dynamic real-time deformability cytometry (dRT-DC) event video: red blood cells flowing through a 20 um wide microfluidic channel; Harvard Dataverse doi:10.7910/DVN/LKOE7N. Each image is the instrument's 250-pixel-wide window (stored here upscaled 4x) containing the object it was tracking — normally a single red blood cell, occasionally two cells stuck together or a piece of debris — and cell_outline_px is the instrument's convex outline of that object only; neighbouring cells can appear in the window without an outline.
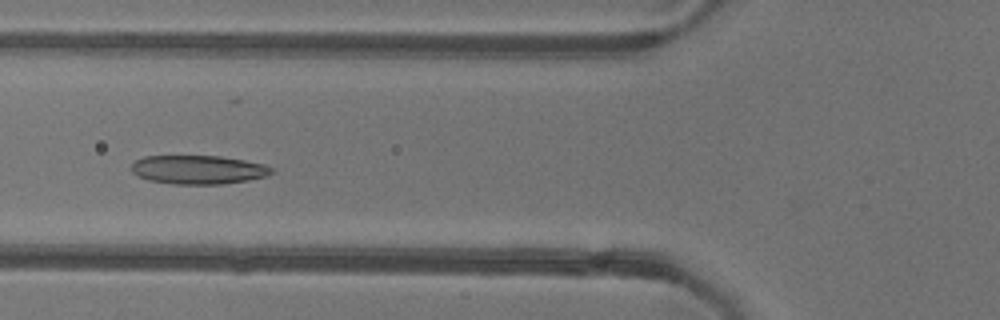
{"species": "common noctule bat (a hibernating species)", "species_latin": "Nyctalus noctula", "temperature_condition": "warm", "stored_images_in_passage": 21, "camera_frame_rate_fps": 3000, "um_per_image_px": 0.085, "animal": {"sex": "female"}, "frame": {"image": 1, "passage_image": 10, "time_ms": 3.0, "image_size_px": [1000, 320], "cell_outline_px": [[276, 172], [268, 176], [248, 180], [224, 184], [172, 184], [148, 180], [136, 176], [132, 172], [132, 164], [136, 160], [144, 156], [220, 156], [244, 160], [264, 164], [276, 168]], "centroid_in_image_um": [16.9, 14.43], "position_along_channel_um": 108.9, "area_um2": 23.81}}